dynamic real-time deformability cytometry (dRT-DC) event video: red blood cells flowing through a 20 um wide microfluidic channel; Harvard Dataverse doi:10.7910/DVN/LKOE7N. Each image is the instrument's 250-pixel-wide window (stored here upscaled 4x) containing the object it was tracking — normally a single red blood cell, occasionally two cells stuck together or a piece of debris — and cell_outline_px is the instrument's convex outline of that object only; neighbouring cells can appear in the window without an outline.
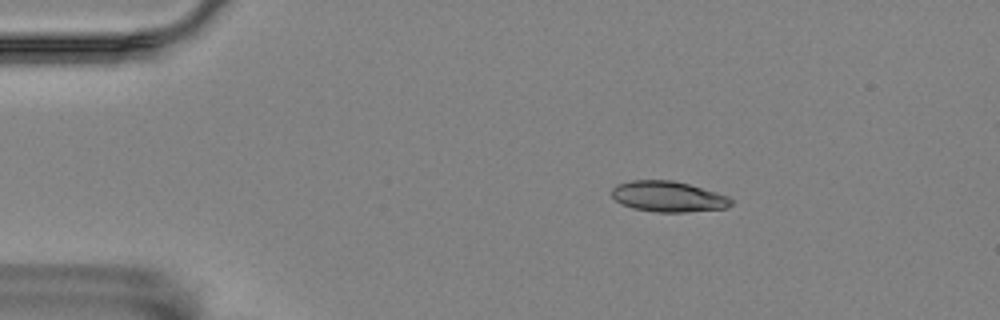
{"species": "Egyptian fruit bat (a non-hibernating species)", "species_latin": "Rousettus aegyptiacus", "temperature_condition": "room temperature", "stored_images_in_passage": 5, "camera_frame_rate_fps": 3000, "um_per_image_px": 0.085, "animal": {"sex": "female"}, "frame": {"image": 1, "passage_image": 3, "time_ms": 0.667, "image_size_px": [1000, 320], "cell_outline_px": [[732, 204], [728, 208], [684, 212], [656, 212], [632, 208], [620, 204], [612, 196], [612, 188], [616, 184], [632, 180], [672, 180], [688, 184], [716, 192], [728, 196], [732, 200]], "centroid_in_image_um": [56.78, 16.71], "position_along_channel_um": 28.2, "area_um2": 21.39}}